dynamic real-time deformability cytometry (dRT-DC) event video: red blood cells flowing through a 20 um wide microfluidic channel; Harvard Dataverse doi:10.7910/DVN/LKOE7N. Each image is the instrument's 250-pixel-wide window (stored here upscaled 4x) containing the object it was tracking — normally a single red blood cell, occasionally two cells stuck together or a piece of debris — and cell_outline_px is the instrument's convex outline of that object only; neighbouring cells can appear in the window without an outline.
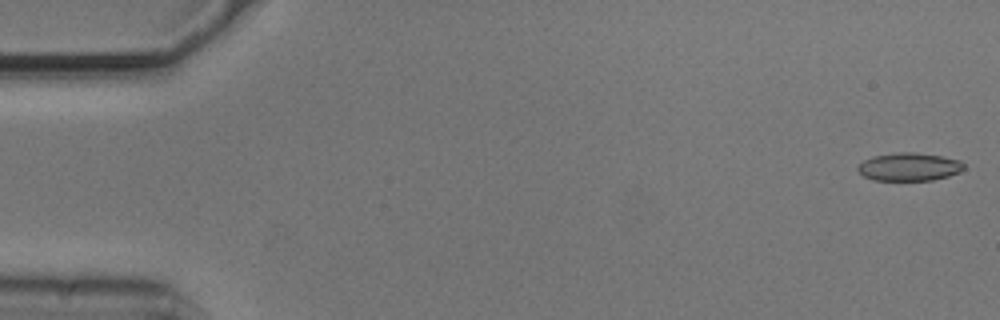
{"species": "common noctule bat (a hibernating species)", "species_latin": "Nyctalus noctula", "temperature_condition": "cold", "stored_images_in_passage": 5, "camera_frame_rate_fps": 3000, "um_per_image_px": 0.085, "animal": {"sex": "male", "body_mass_g": 20.5, "forearm_length_mm": 52.5}, "frame": {"image": 1, "passage_image": 1, "time_ms": 0.0, "image_size_px": [1000, 320], "cell_outline_px": [[964, 168], [960, 172], [948, 176], [932, 180], [872, 180], [864, 176], [856, 168], [864, 160], [872, 156], [896, 152], [912, 152], [940, 156], [960, 160], [964, 164]], "centroid_in_image_um": [77.27, 14.18], "position_along_channel_um": 7.7, "area_um2": 17.28}}